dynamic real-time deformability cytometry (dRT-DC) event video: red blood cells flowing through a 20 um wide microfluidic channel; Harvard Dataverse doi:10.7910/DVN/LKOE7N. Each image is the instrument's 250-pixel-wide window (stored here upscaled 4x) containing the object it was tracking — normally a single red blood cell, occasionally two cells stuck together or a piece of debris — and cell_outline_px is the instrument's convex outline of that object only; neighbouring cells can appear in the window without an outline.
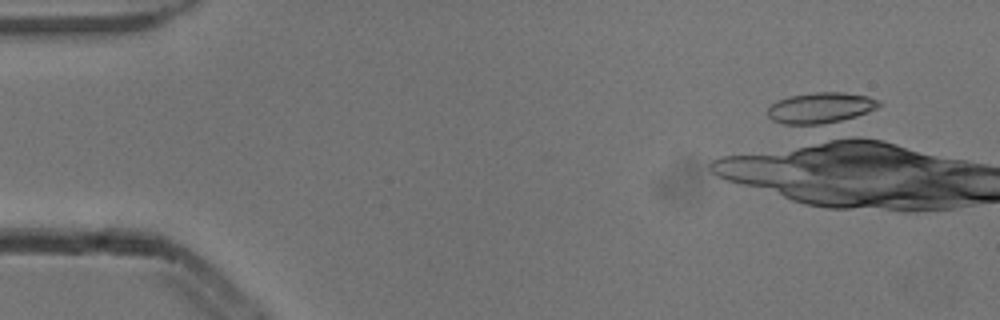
{"species": "common noctule bat (a hibernating species)", "species_latin": "Nyctalus noctula", "temperature_condition": "cold", "stored_images_in_passage": 5, "camera_frame_rate_fps": 3000, "um_per_image_px": 0.085, "animal": {"sex": "male", "body_mass_g": 13.3}, "frame": {"image": 1, "passage_image": 2, "time_ms": 0.333, "image_size_px": [1000, 320], "cell_outline_px": [[880, 104], [876, 108], [856, 116], [832, 124], [784, 124], [772, 120], [768, 116], [768, 108], [776, 100], [792, 96], [816, 92], [844, 92], [868, 96], [880, 100]], "centroid_in_image_um": [69.75, 9.17], "position_along_channel_um": 15.2, "area_um2": 20.0}}